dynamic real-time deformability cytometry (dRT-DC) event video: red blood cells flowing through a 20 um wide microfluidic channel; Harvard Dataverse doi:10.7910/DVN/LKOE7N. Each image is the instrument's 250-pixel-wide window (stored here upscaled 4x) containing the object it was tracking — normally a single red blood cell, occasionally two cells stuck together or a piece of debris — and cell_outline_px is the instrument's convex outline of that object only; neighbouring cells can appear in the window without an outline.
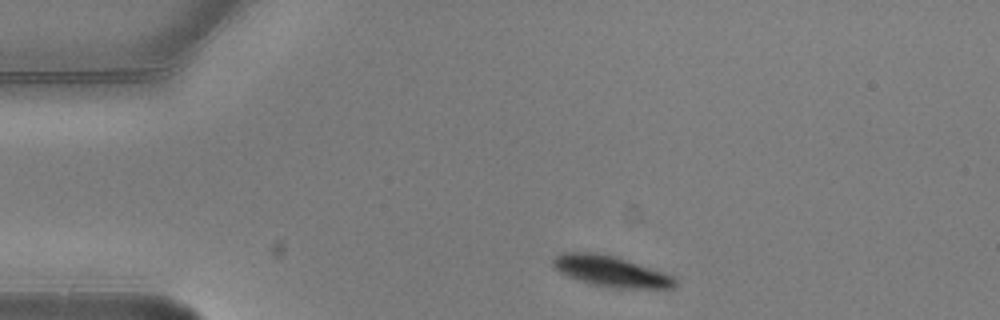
{"species": "common noctule bat (a hibernating species)", "species_latin": "Nyctalus noctula", "temperature_condition": "warm", "stored_images_in_passage": 5, "camera_frame_rate_fps": 3000, "um_per_image_px": 0.085, "animal": {"sex": "male", "body_mass_g": 20.5, "forearm_length_mm": 52.5}, "frame": {"image": 1, "passage_image": 1, "time_ms": 0.0, "image_size_px": [1000, 320], "cell_outline_px": [[676, 284], [672, 288], [616, 288], [588, 284], [568, 276], [560, 272], [552, 264], [552, 260], [560, 252], [592, 252], [616, 256], [676, 276]], "centroid_in_image_um": [51.93, 23.06], "position_along_channel_um": 33.1, "area_um2": 22.02}}
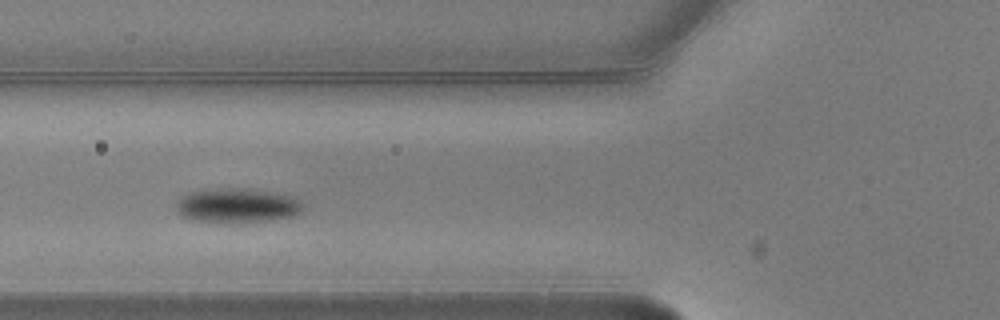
{"frame": {"image": 2, "passage_image": 4, "time_ms": 1.0, "image_size_px": [1000, 320], "cell_outline_px": [[304, 204], [300, 212], [292, 216], [272, 220], [192, 220], [180, 216], [176, 208], [176, 204], [180, 196], [188, 192], [228, 188], [244, 188], [296, 196]], "centroid_in_image_um": [20.17, 17.43], "position_along_channel_um": 105.6, "area_um2": 24.74}}
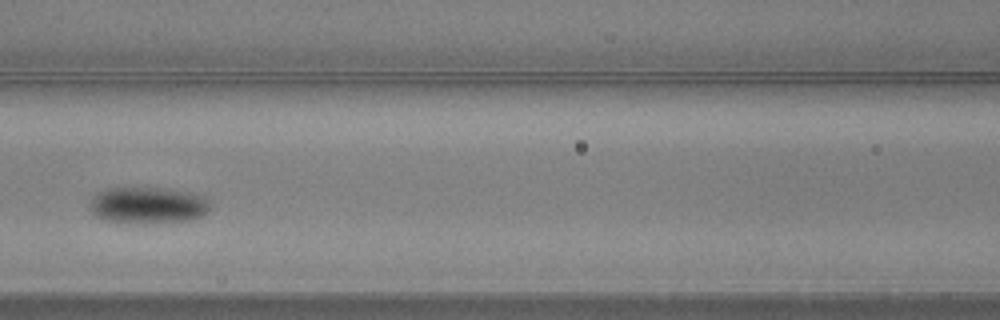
{"frame": {"image": 3, "passage_image": 5, "time_ms": 1.333, "image_size_px": [1000, 320], "cell_outline_px": [[212, 204], [208, 212], [200, 216], [188, 220], [140, 224], [104, 220], [96, 216], [92, 212], [92, 196], [96, 192], [108, 188], [168, 188], [200, 192], [208, 196]], "centroid_in_image_um": [12.67, 17.42], "position_along_channel_um": 153.9, "area_um2": 26.3}}